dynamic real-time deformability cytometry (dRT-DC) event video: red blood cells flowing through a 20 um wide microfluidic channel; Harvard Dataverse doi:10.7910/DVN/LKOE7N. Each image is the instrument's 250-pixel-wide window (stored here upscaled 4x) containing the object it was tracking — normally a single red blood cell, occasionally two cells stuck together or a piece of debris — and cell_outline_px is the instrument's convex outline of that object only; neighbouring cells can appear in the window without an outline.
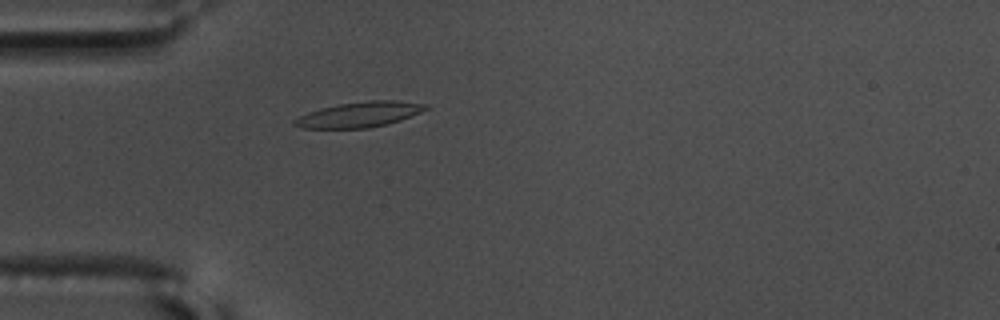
{"species": "common noctule bat (a hibernating species)", "species_latin": "Nyctalus noctula", "temperature_condition": "warm", "stored_images_in_passage": 41, "camera_frame_rate_fps": 3000, "um_per_image_px": 0.085, "animal": {"sex": "male", "body_mass_g": 17.5, "forearm_length_mm": 52.3}, "frame": {"image": 1, "passage_image": 1, "time_ms": 0.0, "image_size_px": [1000, 320], "cell_outline_px": [[428, 108], [420, 112], [400, 120], [388, 124], [368, 128], [300, 128], [292, 124], [292, 120], [308, 112], [320, 108], [340, 104], [368, 100], [396, 100], [428, 104]], "centroid_in_image_um": [30.54, 9.73], "position_along_channel_um": 54.5, "area_um2": 19.36}}
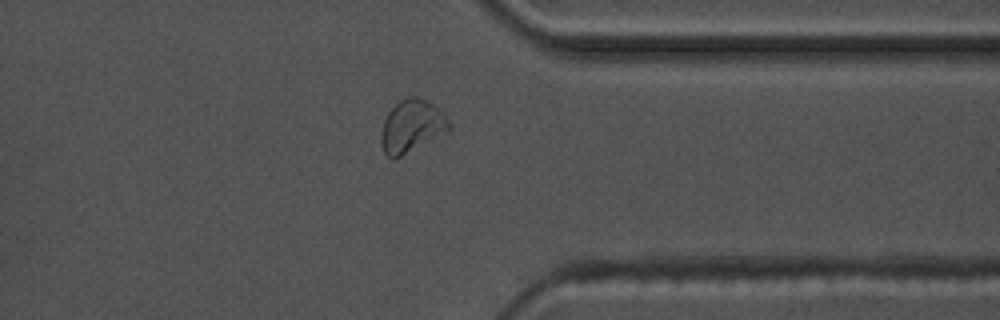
{"frame": {"image": 2, "passage_image": 29, "time_ms": 9.333, "image_size_px": [1000, 320], "cell_outline_px": [[452, 128], [448, 132], [392, 160], [384, 152], [380, 140], [380, 136], [384, 120], [388, 112], [400, 100], [408, 96], [416, 96], [428, 100], [440, 108], [444, 112], [452, 124]], "centroid_in_image_um": [35.04, 10.7], "position_along_channel_um": 376.4, "area_um2": 21.1}}
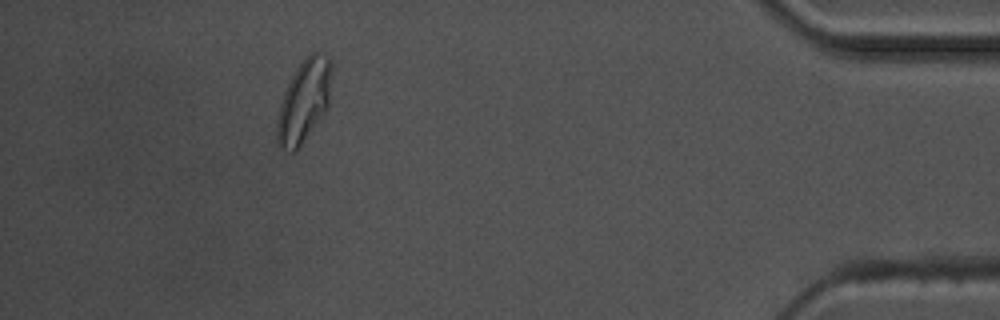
{"frame": {"image": 3, "passage_image": 36, "time_ms": 11.667, "image_size_px": [1000, 320], "cell_outline_px": [[332, 68], [328, 108], [300, 144], [292, 152], [288, 152], [280, 148], [276, 144], [276, 120], [280, 104], [284, 92], [296, 68], [312, 52], [316, 52], [328, 56], [332, 60]], "centroid_in_image_um": [25.83, 8.58], "position_along_channel_um": 409.4, "area_um2": 26.07}, "authors_computed_cell_mechanics": {"area_um2": 18.9584, "velocity_mm_per_s": 3.5788, "shape_relaxation_time_tau1_ms": 5.9936, "shape_relaxation_time_tau2_ms": 2.071, "deformation_change_tau1": 0.1671, "deformation_change_tau2": 0.0787}}